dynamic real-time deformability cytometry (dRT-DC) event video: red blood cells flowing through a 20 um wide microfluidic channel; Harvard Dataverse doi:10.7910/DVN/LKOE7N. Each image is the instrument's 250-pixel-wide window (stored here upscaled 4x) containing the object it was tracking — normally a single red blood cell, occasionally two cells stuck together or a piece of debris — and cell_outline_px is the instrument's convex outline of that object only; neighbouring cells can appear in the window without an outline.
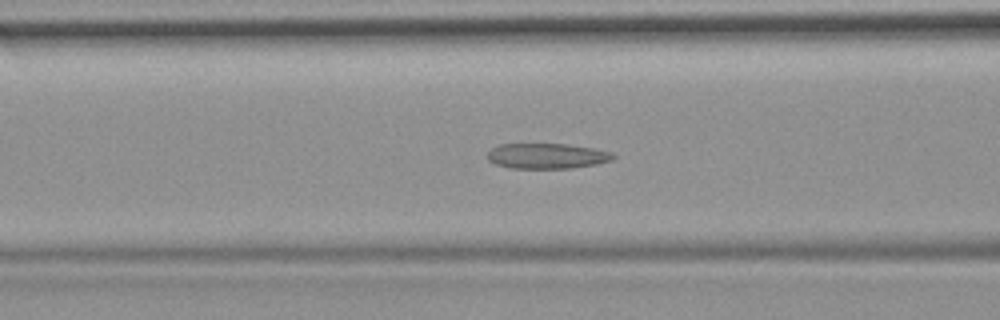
{"species": "common noctule bat (a hibernating species)", "species_latin": "Nyctalus noctula", "temperature_condition": "room temperature", "stored_images_in_passage": 48, "camera_frame_rate_fps": 3000, "um_per_image_px": 0.085, "animal": {"sex": "female", "body_mass_g": 19.9}, "frame": {"image": 1, "passage_image": 16, "time_ms": 5.0, "image_size_px": [1000, 320], "cell_outline_px": [[616, 156], [612, 160], [596, 164], [572, 168], [508, 168], [496, 164], [488, 160], [488, 152], [492, 148], [500, 144], [564, 144], [592, 148], [612, 152]], "centroid_in_image_um": [46.49, 13.26], "position_along_channel_um": 120.1, "area_um2": 18.5}}
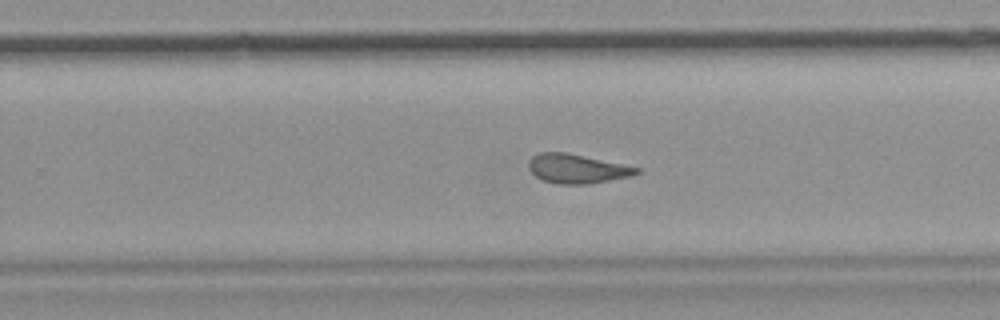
{"frame": {"image": 2, "passage_image": 29, "time_ms": 9.333, "image_size_px": [1000, 320], "cell_outline_px": [[640, 172], [632, 176], [588, 184], [556, 184], [544, 180], [536, 176], [528, 168], [528, 160], [532, 156], [540, 152], [564, 152], [584, 156], [640, 168]], "centroid_in_image_um": [49.02, 14.34], "position_along_channel_um": 280.8, "area_um2": 18.21}}
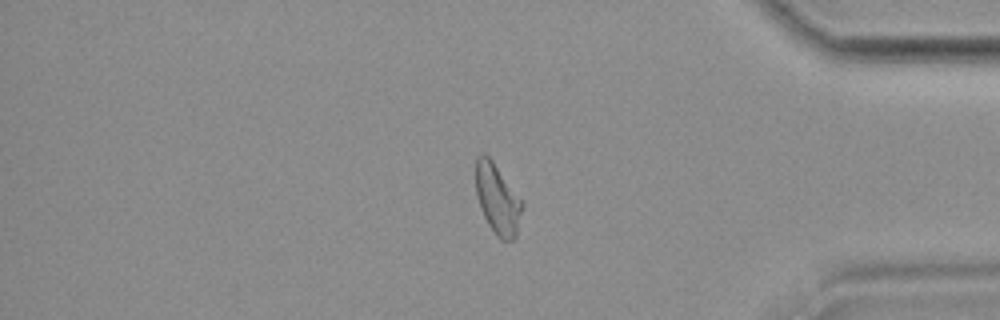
{"frame": {"image": 3, "passage_image": 40, "time_ms": 13.0, "image_size_px": [1000, 320], "cell_outline_px": [[524, 204], [516, 236], [512, 240], [500, 240], [496, 236], [488, 224], [480, 208], [476, 196], [476, 156], [484, 152], [492, 160]], "centroid_in_image_um": [42.27, 16.94], "position_along_channel_um": 392.9, "area_um2": 18.9}, "authors_computed_cell_mechanics": {"area_um2": 19.1896, "velocity_mm_per_s": 3.7179, "shape_relaxation_time_tau1_ms": null, "shape_relaxation_time_tau2_ms": 2.5996, "deformation_change_tau1": null, "deformation_change_tau2": 0.104}}